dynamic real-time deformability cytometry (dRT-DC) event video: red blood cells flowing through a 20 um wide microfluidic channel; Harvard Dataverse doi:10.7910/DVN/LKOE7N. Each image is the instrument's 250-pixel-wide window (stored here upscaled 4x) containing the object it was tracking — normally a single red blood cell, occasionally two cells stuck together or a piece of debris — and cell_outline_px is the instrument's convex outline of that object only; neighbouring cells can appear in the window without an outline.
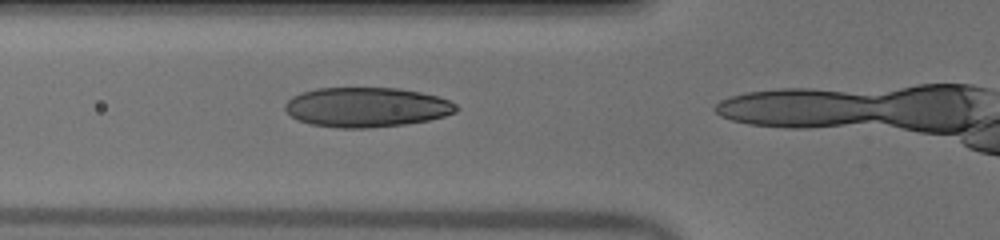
{"species": "human", "species_latin": "Homo sapiens", "temperature_condition": "warm", "stored_images_in_passage": 15, "camera_frame_rate_fps": 3000, "um_per_image_px": 0.085, "donor": {"sex": "male"}, "frame": {"image": 1, "passage_image": 12, "time_ms": 3.667, "image_size_px": [1000, 240], "cell_outline_px": [[460, 108], [456, 112], [444, 116], [428, 120], [404, 124], [368, 128], [336, 128], [312, 124], [296, 120], [284, 108], [284, 104], [292, 96], [300, 92], [316, 88], [400, 88], [420, 92], [436, 96], [448, 100], [456, 104]], "centroid_in_image_um": [31.13, 9.11], "position_along_channel_um": 94.7, "area_um2": 39.71}}